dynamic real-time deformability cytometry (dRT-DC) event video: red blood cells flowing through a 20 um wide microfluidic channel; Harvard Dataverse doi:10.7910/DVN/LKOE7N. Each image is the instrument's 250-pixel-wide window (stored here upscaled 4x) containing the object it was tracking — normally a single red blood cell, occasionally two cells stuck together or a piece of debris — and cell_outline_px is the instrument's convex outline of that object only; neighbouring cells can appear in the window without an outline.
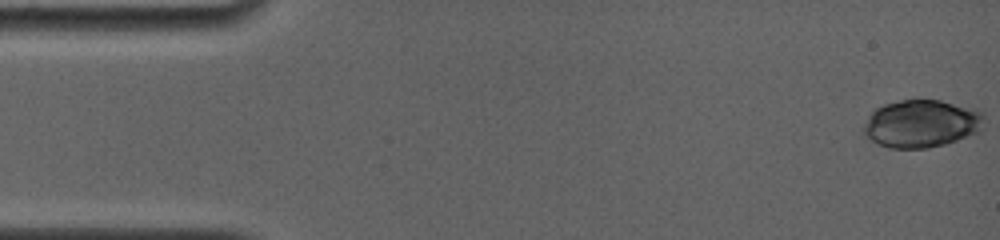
{"species": "common noctule bat (a hibernating species)", "species_latin": "Nyctalus noctula", "temperature_condition": "room temperature", "stored_images_in_passage": 14, "camera_frame_rate_fps": 4000, "um_per_image_px": 0.085, "animal": {"sex": "female", "body_mass_g": 19.0, "forearm_length_mm": 56.7}, "frame": {"image": 1, "passage_image": 1, "time_ms": 0.0, "image_size_px": [1000, 240], "cell_outline_px": [[984, 116], [980, 132], [944, 144], [928, 148], [888, 148], [876, 144], [864, 132], [864, 124], [868, 116], [876, 108], [884, 104], [900, 100], [940, 100], [976, 108], [984, 112]], "centroid_in_image_um": [78.34, 10.5], "position_along_channel_um": 6.7, "area_um2": 33.58}}